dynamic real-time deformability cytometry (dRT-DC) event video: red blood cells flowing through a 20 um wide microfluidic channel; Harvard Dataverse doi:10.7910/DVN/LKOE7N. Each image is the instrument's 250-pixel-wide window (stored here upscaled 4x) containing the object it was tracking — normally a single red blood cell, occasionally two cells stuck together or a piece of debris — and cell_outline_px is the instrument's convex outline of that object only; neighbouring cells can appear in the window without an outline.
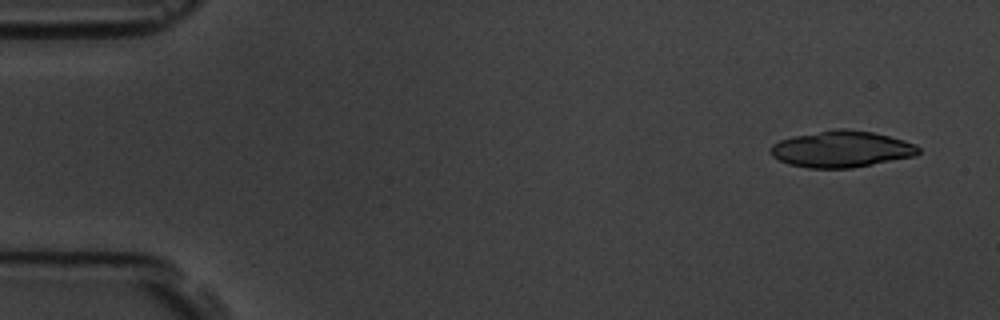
{"species": "common noctule bat (a hibernating species)", "species_latin": "Nyctalus noctula", "temperature_condition": "room temperature", "stored_images_in_passage": 5, "camera_frame_rate_fps": 3000, "um_per_image_px": 0.085, "animal": {"sex": "male", "body_mass_g": 19.5, "forearm_length_mm": 54.6}, "frame": {"image": 1, "passage_image": 1, "time_ms": 0.0, "image_size_px": [1000, 320], "cell_outline_px": [[920, 152], [916, 156], [852, 168], [808, 168], [788, 164], [772, 156], [768, 152], [768, 148], [772, 144], [780, 140], [796, 136], [836, 128], [844, 128], [872, 132], [904, 140], [916, 144], [920, 148]], "centroid_in_image_um": [71.53, 12.68], "position_along_channel_um": 13.5, "area_um2": 31.5}}